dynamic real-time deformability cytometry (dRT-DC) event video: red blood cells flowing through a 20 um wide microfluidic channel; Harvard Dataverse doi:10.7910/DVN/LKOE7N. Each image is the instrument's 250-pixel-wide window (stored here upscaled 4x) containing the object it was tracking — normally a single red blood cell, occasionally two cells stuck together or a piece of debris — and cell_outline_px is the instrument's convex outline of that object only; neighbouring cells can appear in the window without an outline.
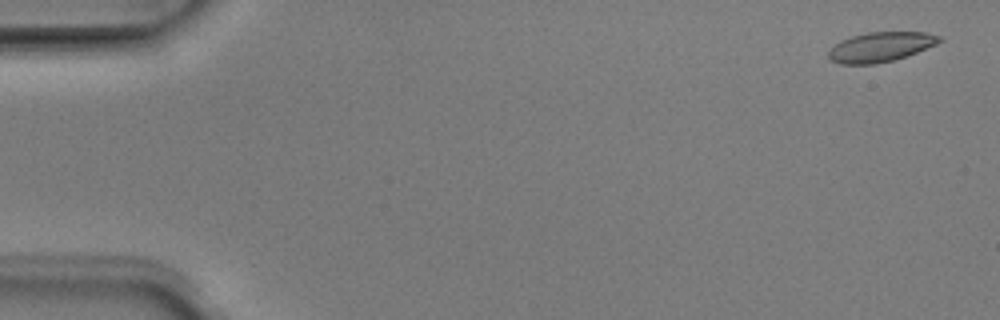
{"species": "Egyptian fruit bat (a non-hibernating species)", "species_latin": "Rousettus aegyptiacus", "temperature_condition": "room temperature", "stored_images_in_passage": 4, "camera_frame_rate_fps": 3000, "um_per_image_px": 0.085, "animal": {"sex": "male"}, "frame": {"image": 1, "passage_image": 1, "time_ms": 0.0, "image_size_px": [1000, 320], "cell_outline_px": [[944, 40], [936, 44], [908, 56], [876, 64], [840, 64], [832, 60], [828, 56], [828, 52], [840, 40], [852, 36], [868, 32], [924, 32], [940, 36]], "centroid_in_image_um": [74.86, 3.99], "position_along_channel_um": 10.1, "area_um2": 19.13}}
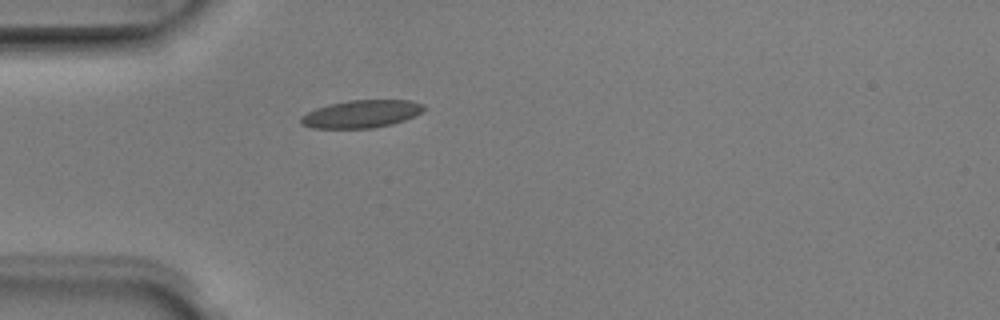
{"frame": {"image": 2, "passage_image": 4, "time_ms": 1.0, "image_size_px": [1000, 320], "cell_outline_px": [[424, 108], [420, 112], [404, 120], [392, 124], [372, 128], [312, 128], [300, 124], [300, 116], [316, 108], [328, 104], [348, 100], [412, 100], [424, 104]], "centroid_in_image_um": [30.67, 9.68], "position_along_channel_um": 54.3, "area_um2": 19.83}}